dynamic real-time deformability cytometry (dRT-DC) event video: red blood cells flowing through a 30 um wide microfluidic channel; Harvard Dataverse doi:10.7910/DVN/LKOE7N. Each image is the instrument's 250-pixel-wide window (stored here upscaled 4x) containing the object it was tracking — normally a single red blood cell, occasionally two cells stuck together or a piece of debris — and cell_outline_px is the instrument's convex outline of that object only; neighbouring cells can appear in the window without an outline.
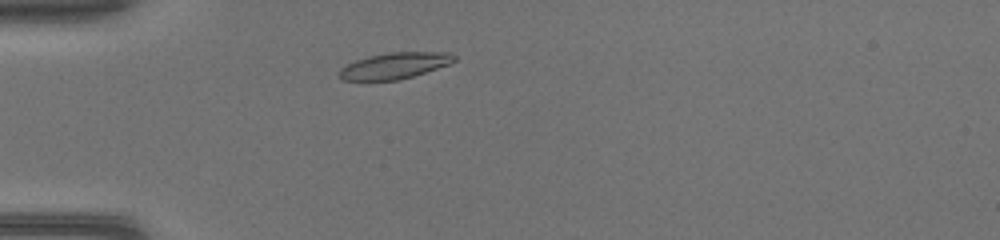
{"species": "common noctule bat (a hibernating species)", "species_latin": "Nyctalus noctula", "temperature_condition": "warm", "stored_images_in_passage": 38, "camera_frame_rate_fps": 3000, "um_per_image_px": 0.085, "animal": {"sex": "female", "body_mass_g": 17.0, "forearm_length_mm": 48.0}, "frame": {"image": 1, "passage_image": 5, "time_ms": 1.333, "image_size_px": [1000, 240], "cell_outline_px": [[456, 60], [448, 64], [400, 80], [344, 80], [340, 76], [340, 68], [356, 60], [368, 56], [392, 52], [452, 52], [456, 56]], "centroid_in_image_um": [33.57, 5.57], "position_along_channel_um": 51.4, "area_um2": 17.28}}
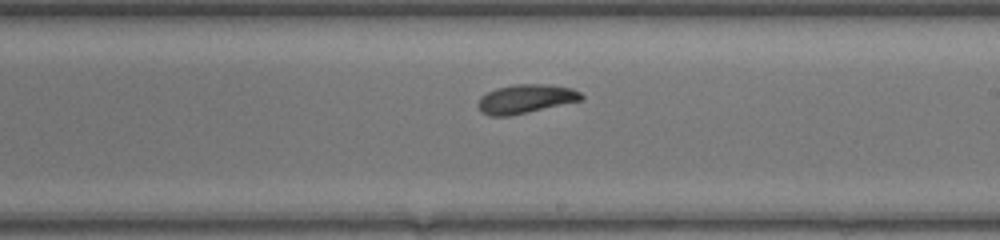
{"frame": {"image": 2, "passage_image": 19, "time_ms": 6.0, "image_size_px": [1000, 240], "cell_outline_px": [[584, 96], [580, 100], [508, 116], [488, 116], [480, 112], [480, 96], [496, 88], [516, 84], [548, 84], [572, 88], [580, 92]], "centroid_in_image_um": [44.67, 8.39], "position_along_channel_um": 244.3, "area_um2": 17.05}}
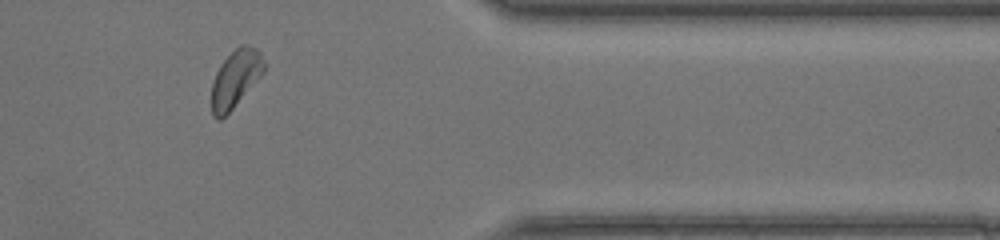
{"frame": {"image": 3, "passage_image": 30, "time_ms": 9.667, "image_size_px": [1000, 240], "cell_outline_px": [[264, 72], [232, 108], [220, 120], [216, 120], [212, 116], [212, 84], [216, 72], [220, 64], [240, 44], [244, 44], [256, 48], [260, 52], [264, 64]], "centroid_in_image_um": [20.0, 6.68], "position_along_channel_um": 391.4, "area_um2": 17.17}}